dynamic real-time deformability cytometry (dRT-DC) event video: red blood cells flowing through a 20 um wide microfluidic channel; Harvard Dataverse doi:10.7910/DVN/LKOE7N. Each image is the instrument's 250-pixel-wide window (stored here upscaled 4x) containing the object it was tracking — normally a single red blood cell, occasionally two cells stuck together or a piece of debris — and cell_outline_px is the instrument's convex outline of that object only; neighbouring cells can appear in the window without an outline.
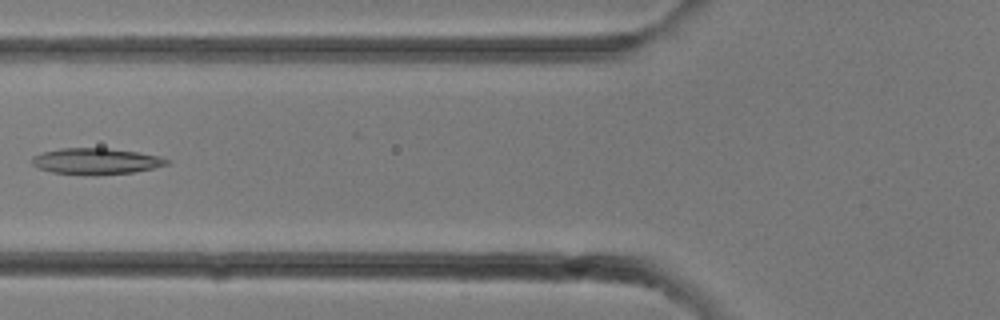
{"species": "common noctule bat (a hibernating species)", "species_latin": "Nyctalus noctula", "temperature_condition": "room temperature", "stored_images_in_passage": 15, "camera_frame_rate_fps": 3000, "um_per_image_px": 0.085, "animal": {"sex": "female"}, "frame": {"image": 1, "passage_image": 11, "time_ms": 3.333, "image_size_px": [1000, 320], "cell_outline_px": [[172, 160], [168, 164], [152, 168], [132, 172], [96, 176], [84, 176], [52, 172], [36, 168], [28, 160], [32, 156], [44, 152], [60, 148], [108, 148], [136, 152], [160, 156]], "centroid_in_image_um": [8.11, 13.72], "position_along_channel_um": 117.7, "area_um2": 20.98}}
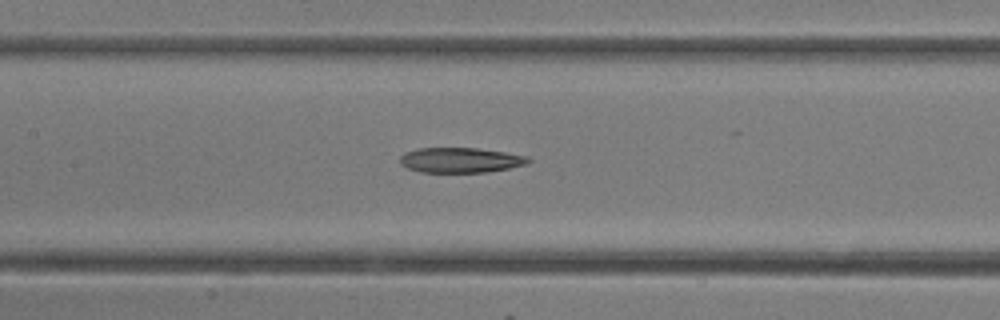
{"frame": {"image": 2, "passage_image": 13, "time_ms": 4.0, "image_size_px": [1000, 320], "cell_outline_px": [[532, 160], [528, 164], [488, 172], [420, 172], [408, 168], [400, 164], [400, 156], [404, 152], [416, 148], [476, 148], [504, 152], [528, 156]], "centroid_in_image_um": [39.13, 13.61], "position_along_channel_um": 168.3, "area_um2": 18.84}}
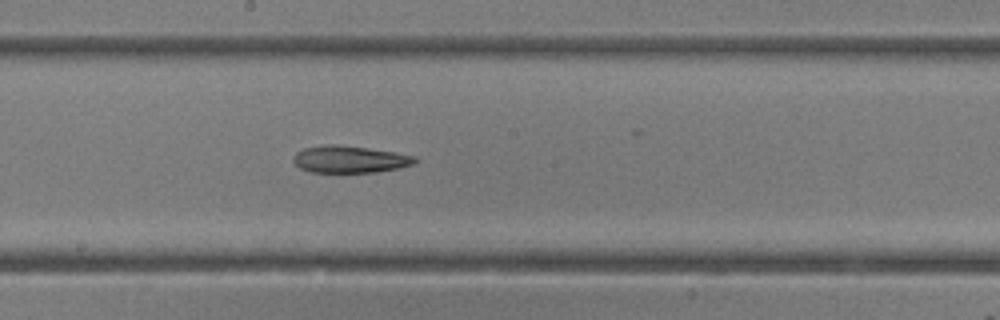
{"frame": {"image": 3, "passage_image": 15, "time_ms": 4.667, "image_size_px": [1000, 320], "cell_outline_px": [[420, 160], [416, 164], [400, 168], [376, 172], [312, 172], [300, 168], [292, 160], [292, 156], [296, 152], [304, 148], [328, 144], [336, 144], [368, 148], [416, 156]], "centroid_in_image_um": [29.76, 13.54], "position_along_channel_um": 218.4, "area_um2": 19.31}}